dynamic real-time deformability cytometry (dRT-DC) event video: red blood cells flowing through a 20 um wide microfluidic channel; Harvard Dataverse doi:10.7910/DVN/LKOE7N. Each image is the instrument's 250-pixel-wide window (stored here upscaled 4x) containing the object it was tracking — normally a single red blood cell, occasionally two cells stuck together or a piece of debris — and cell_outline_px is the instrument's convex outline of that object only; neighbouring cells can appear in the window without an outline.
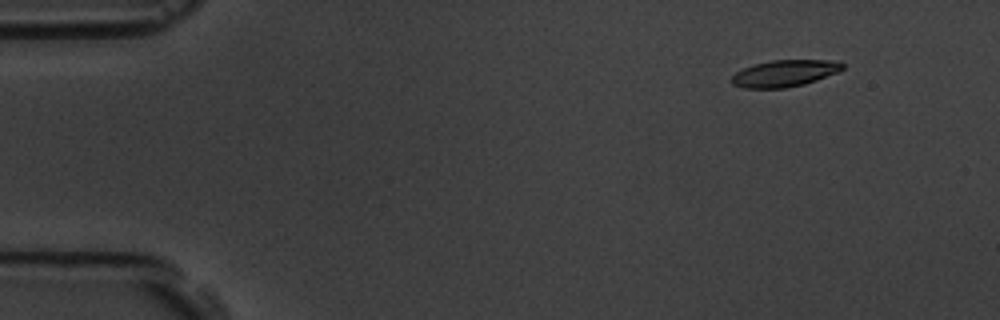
{"species": "common noctule bat (a hibernating species)", "species_latin": "Nyctalus noctula", "temperature_condition": "room temperature", "stored_images_in_passage": 6, "camera_frame_rate_fps": 3000, "um_per_image_px": 0.085, "animal": {"sex": "male", "body_mass_g": 19.5, "forearm_length_mm": 54.6}, "frame": {"image": 1, "passage_image": 2, "time_ms": 1.333, "image_size_px": [1000, 320], "cell_outline_px": [[844, 68], [840, 72], [804, 84], [784, 88], [744, 88], [732, 84], [732, 76], [736, 72], [744, 68], [756, 64], [772, 60], [840, 60], [844, 64]], "centroid_in_image_um": [66.75, 6.23], "position_along_channel_um": 18.2, "area_um2": 17.28}}